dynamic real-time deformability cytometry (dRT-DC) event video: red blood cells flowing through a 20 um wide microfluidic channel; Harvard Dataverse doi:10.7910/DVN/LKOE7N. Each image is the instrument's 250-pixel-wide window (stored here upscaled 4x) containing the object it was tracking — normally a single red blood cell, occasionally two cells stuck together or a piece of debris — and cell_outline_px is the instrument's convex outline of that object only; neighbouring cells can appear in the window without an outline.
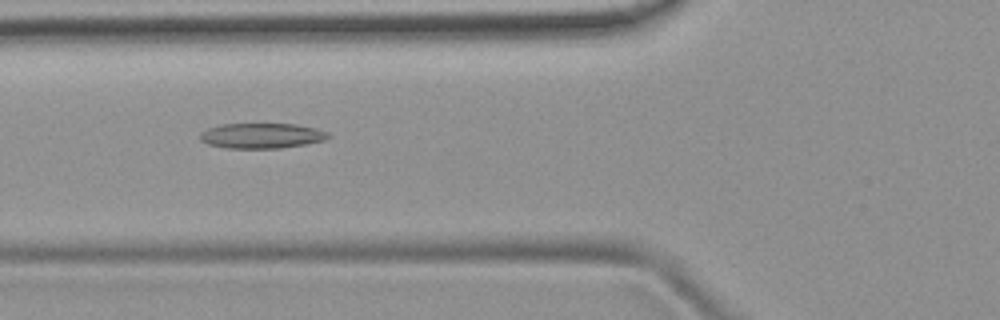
{"species": "common noctule bat (a hibernating species)", "species_latin": "Nyctalus noctula", "temperature_condition": "room temperature", "stored_images_in_passage": 51, "camera_frame_rate_fps": 3000, "um_per_image_px": 0.085, "animal": {"sex": "female", "body_mass_g": 19.9}, "frame": {"image": 1, "passage_image": 19, "time_ms": 6.0, "image_size_px": [1000, 320], "cell_outline_px": [[332, 136], [324, 140], [304, 144], [280, 148], [224, 148], [208, 144], [200, 140], [200, 132], [208, 128], [220, 124], [296, 124], [316, 128], [328, 132]], "centroid_in_image_um": [22.23, 11.53], "position_along_channel_um": 103.6, "area_um2": 18.9}}
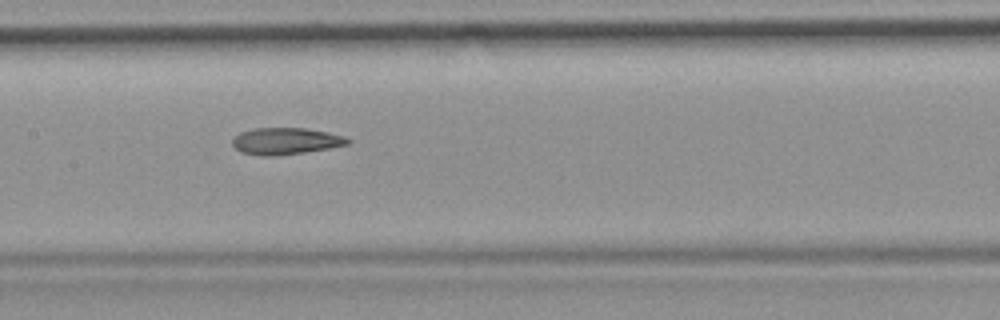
{"frame": {"image": 2, "passage_image": 25, "time_ms": 8.0, "image_size_px": [1000, 320], "cell_outline_px": [[352, 140], [348, 144], [328, 148], [304, 152], [272, 156], [260, 156], [240, 152], [232, 144], [232, 140], [240, 132], [252, 128], [304, 128], [328, 132], [344, 136]], "centroid_in_image_um": [24.26, 11.99], "position_along_channel_um": 183.1, "area_um2": 17.92}}
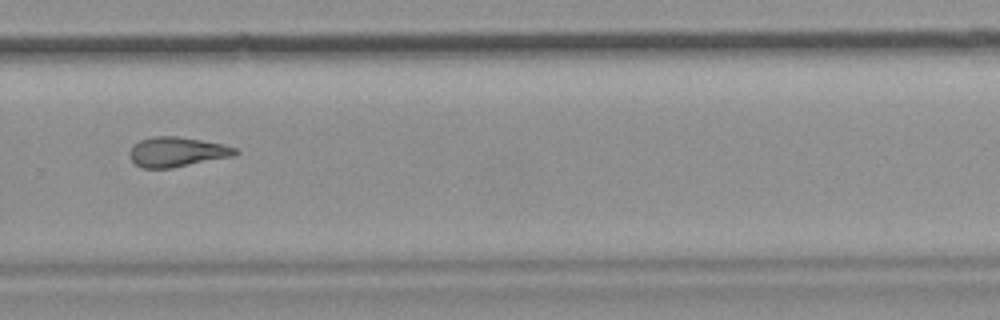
{"frame": {"image": 3, "passage_image": 35, "time_ms": 11.333, "image_size_px": [1000, 320], "cell_outline_px": [[240, 152], [236, 156], [172, 168], [140, 168], [128, 156], [128, 152], [132, 144], [140, 140], [152, 136], [176, 136], [224, 144], [236, 148]], "centroid_in_image_um": [15.04, 12.91], "position_along_channel_um": 314.8, "area_um2": 18.67}, "authors_computed_cell_mechanics": {"area_um2": 19.0162, "velocity_mm_per_s": 3.9709, "shape_relaxation_time_tau1_ms": null, "shape_relaxation_time_tau2_ms": 5.1763, "deformation_change_tau1": null, "deformation_change_tau2": 0.1548}}